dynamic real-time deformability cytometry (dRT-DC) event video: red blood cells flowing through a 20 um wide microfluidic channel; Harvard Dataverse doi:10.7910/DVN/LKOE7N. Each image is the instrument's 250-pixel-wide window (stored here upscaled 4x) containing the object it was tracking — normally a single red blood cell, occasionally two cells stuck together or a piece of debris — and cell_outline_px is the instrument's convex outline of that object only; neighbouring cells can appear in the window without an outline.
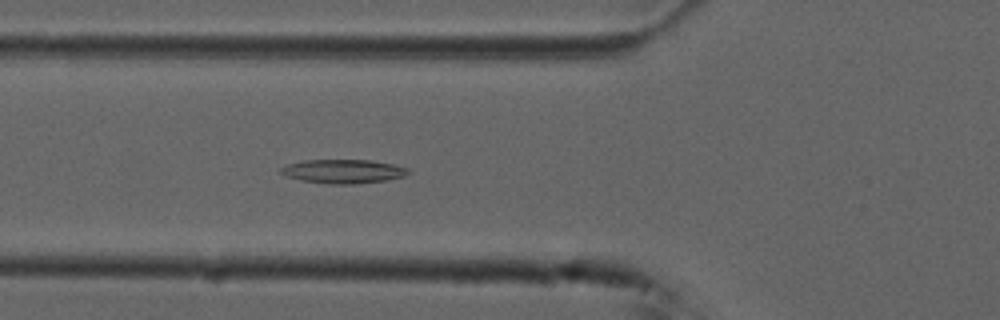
{"species": "common noctule bat (a hibernating species)", "species_latin": "Nyctalus noctula", "temperature_condition": "cold", "stored_images_in_passage": 52, "camera_frame_rate_fps": 3000, "um_per_image_px": 0.085, "animal": {"sex": "male", "forearm_length_mm": 52.5}, "frame": {"image": 1, "passage_image": 19, "time_ms": 6.0, "image_size_px": [1000, 320], "cell_outline_px": [[412, 172], [404, 176], [388, 180], [352, 184], [328, 184], [300, 180], [284, 176], [280, 172], [280, 168], [288, 164], [304, 160], [372, 160], [392, 164], [408, 168]], "centroid_in_image_um": [29.17, 14.57], "position_along_channel_um": 96.6, "area_um2": 17.86}}
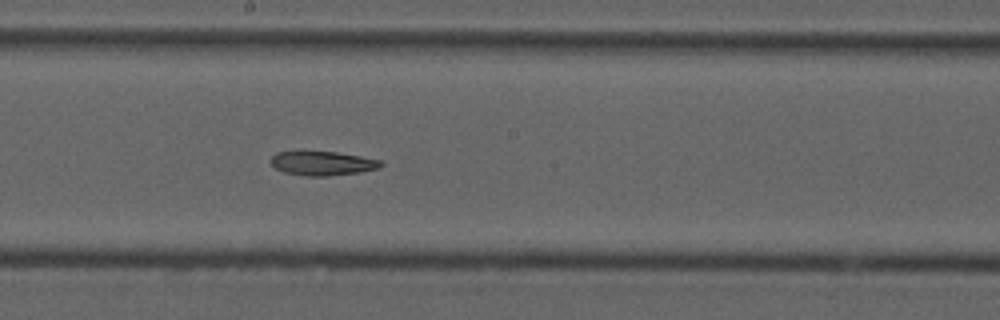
{"frame": {"image": 2, "passage_image": 29, "time_ms": 9.333, "image_size_px": [1000, 320], "cell_outline_px": [[384, 164], [376, 168], [360, 172], [328, 176], [304, 176], [284, 172], [276, 168], [268, 160], [276, 152], [300, 148], [304, 148], [336, 152], [384, 160]], "centroid_in_image_um": [27.33, 13.82], "position_along_channel_um": 220.9, "area_um2": 16.36}}
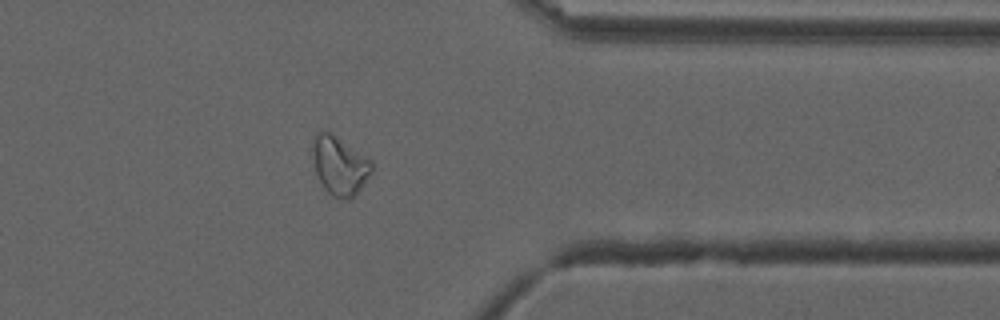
{"frame": {"image": 3, "passage_image": 43, "time_ms": 14.0, "image_size_px": [1000, 320], "cell_outline_px": [[372, 172], [364, 184], [348, 200], [340, 200], [332, 196], [324, 188], [316, 172], [312, 156], [312, 148], [316, 132], [324, 128], [332, 132], [372, 160]], "centroid_in_image_um": [28.86, 14.03], "position_along_channel_um": 382.5, "area_um2": 20.46}}